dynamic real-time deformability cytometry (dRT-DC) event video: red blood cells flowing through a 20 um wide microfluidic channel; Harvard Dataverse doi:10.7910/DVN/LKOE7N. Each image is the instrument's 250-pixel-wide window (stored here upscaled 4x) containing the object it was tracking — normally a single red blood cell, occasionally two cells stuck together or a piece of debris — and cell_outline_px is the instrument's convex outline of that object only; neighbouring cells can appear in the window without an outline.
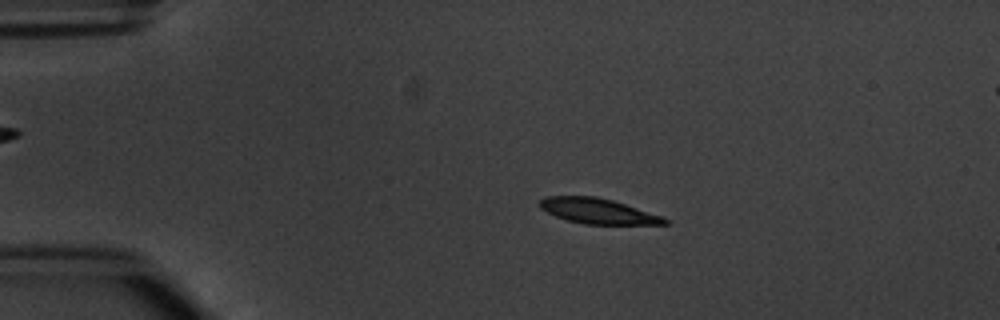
{"species": "common noctule bat (a hibernating species)", "species_latin": "Nyctalus noctula", "temperature_condition": "warm", "stored_images_in_passage": 5, "camera_frame_rate_fps": 3000, "um_per_image_px": 0.085, "animal": {"sex": "male", "body_mass_g": 20.1, "forearm_length_mm": 53.5}, "frame": {"image": 1, "passage_image": 3, "time_ms": 2.333, "image_size_px": [1000, 320], "cell_outline_px": [[668, 224], [584, 224], [568, 220], [556, 216], [540, 208], [540, 200], [544, 196], [596, 196], [612, 200], [664, 216], [668, 220]], "centroid_in_image_um": [50.84, 17.93], "position_along_channel_um": 34.2, "area_um2": 18.32}}